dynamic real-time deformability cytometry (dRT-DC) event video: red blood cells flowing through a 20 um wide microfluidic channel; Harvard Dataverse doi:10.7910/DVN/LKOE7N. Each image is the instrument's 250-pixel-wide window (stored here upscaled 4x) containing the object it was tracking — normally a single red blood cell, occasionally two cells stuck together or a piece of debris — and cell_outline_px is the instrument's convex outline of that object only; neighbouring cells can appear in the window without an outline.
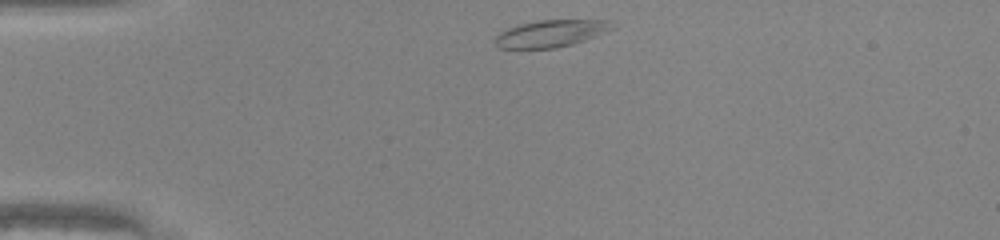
{"species": "common noctule bat (a hibernating species)", "species_latin": "Nyctalus noctula", "temperature_condition": "warm", "stored_images_in_passage": 32, "camera_frame_rate_fps": 3000, "um_per_image_px": 0.085, "animal": {"sex": "male", "body_mass_g": 20.0, "forearm_length_mm": 53.3}, "frame": {"image": 1, "passage_image": 1, "time_ms": 0.0, "image_size_px": [1000, 240], "cell_outline_px": [[616, 28], [584, 40], [572, 44], [556, 48], [500, 48], [496, 44], [496, 36], [500, 32], [508, 28], [520, 24], [536, 20], [612, 20]], "centroid_in_image_um": [46.87, 2.83], "position_along_channel_um": 38.1, "area_um2": 18.38}}
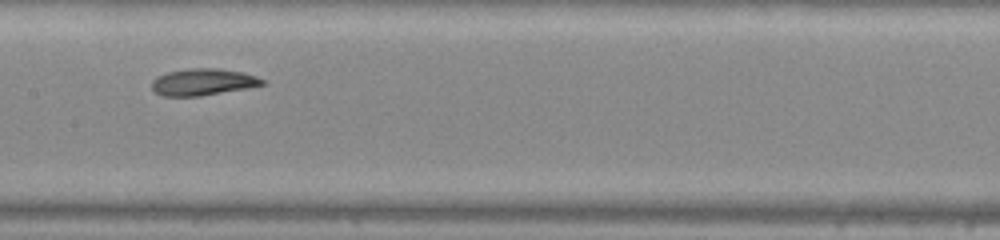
{"frame": {"image": 2, "passage_image": 15, "time_ms": 4.667, "image_size_px": [1000, 240], "cell_outline_px": [[264, 84], [244, 88], [200, 96], [164, 96], [156, 92], [152, 88], [152, 80], [156, 76], [168, 72], [188, 68], [216, 68], [240, 72], [256, 76], [264, 80]], "centroid_in_image_um": [17.19, 6.96], "position_along_channel_um": 190.2, "area_um2": 16.94}}
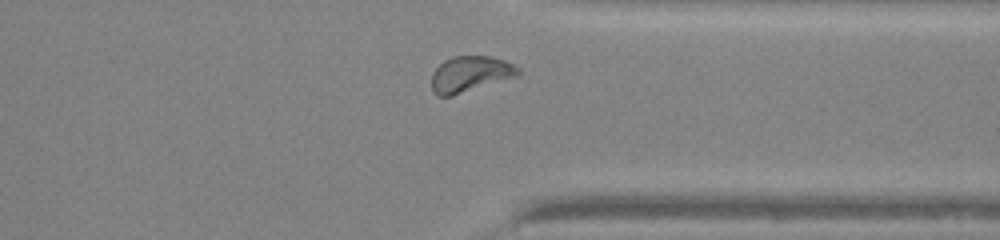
{"frame": {"image": 3, "passage_image": 28, "time_ms": 9.0, "image_size_px": [1000, 240], "cell_outline_px": [[520, 76], [452, 96], [436, 96], [432, 92], [432, 72], [444, 60], [452, 56], [488, 56], [504, 60], [520, 68]], "centroid_in_image_um": [39.97, 6.31], "position_along_channel_um": 371.4, "area_um2": 18.32}, "authors_computed_cell_mechanics": {"area_um2": 17.5712, "velocity_mm_per_s": 4.2067, "shape_relaxation_time_tau1_ms": 5.7955, "shape_relaxation_time_tau2_ms": 2.5792, "deformation_change_tau1": 0.1719, "deformation_change_tau2": 0.0701}}